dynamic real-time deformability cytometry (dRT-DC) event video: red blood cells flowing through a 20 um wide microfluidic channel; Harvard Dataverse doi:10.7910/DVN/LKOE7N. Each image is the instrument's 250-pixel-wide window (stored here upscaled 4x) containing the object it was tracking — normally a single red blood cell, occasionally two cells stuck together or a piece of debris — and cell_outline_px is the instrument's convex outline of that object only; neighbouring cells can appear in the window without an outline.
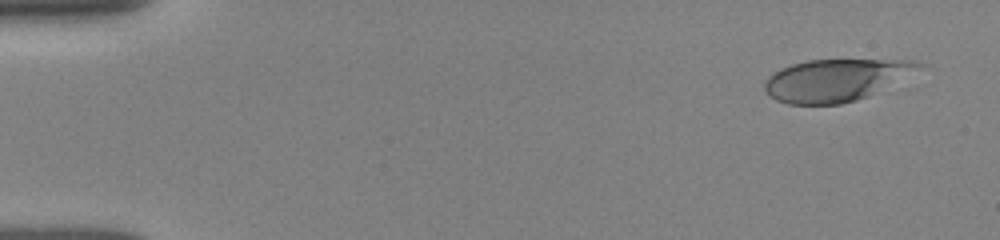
{"species": "human", "species_latin": "Homo sapiens", "temperature_condition": "room temperature", "stored_images_in_passage": 6, "camera_frame_rate_fps": 3000, "um_per_image_px": 0.085, "donor": {"sex": "female"}, "frame": {"image": 1, "passage_image": 1, "time_ms": 0.0, "image_size_px": [1000, 240], "cell_outline_px": [[924, 64], [868, 96], [856, 100], [840, 104], [788, 104], [776, 100], [764, 88], [764, 80], [772, 72], [780, 68], [792, 64], [808, 60], [912, 60]], "centroid_in_image_um": [70.91, 6.81], "position_along_channel_um": 14.1, "area_um2": 36.93}}
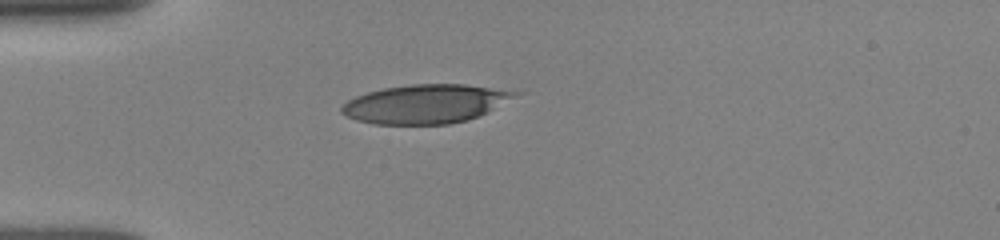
{"frame": {"image": 2, "passage_image": 4, "time_ms": 3.667, "image_size_px": [1000, 240], "cell_outline_px": [[528, 92], [480, 116], [468, 120], [448, 124], [372, 124], [356, 120], [340, 112], [340, 108], [348, 100], [356, 96], [368, 92], [384, 88], [412, 84], [464, 84], [520, 88]], "centroid_in_image_um": [36.37, 8.8], "position_along_channel_um": 48.6, "area_um2": 40.34}}
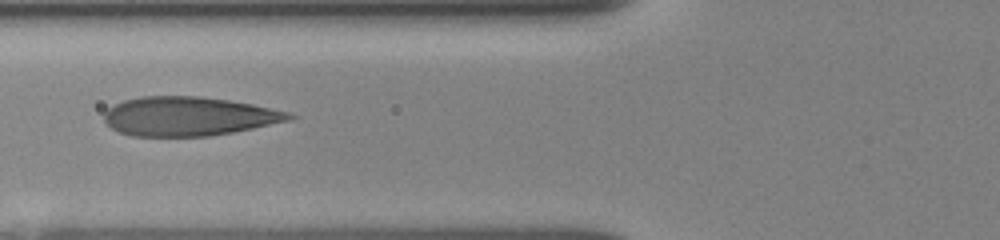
{"frame": {"image": 3, "passage_image": 6, "time_ms": 5.667, "image_size_px": [1000, 240], "cell_outline_px": [[296, 116], [292, 120], [232, 132], [208, 136], [132, 136], [120, 132], [112, 128], [104, 120], [104, 112], [108, 108], [124, 100], [140, 96], [200, 96], [228, 100], [252, 104], [288, 112]], "centroid_in_image_um": [16.02, 9.88], "position_along_channel_um": 109.8, "area_um2": 41.91}}